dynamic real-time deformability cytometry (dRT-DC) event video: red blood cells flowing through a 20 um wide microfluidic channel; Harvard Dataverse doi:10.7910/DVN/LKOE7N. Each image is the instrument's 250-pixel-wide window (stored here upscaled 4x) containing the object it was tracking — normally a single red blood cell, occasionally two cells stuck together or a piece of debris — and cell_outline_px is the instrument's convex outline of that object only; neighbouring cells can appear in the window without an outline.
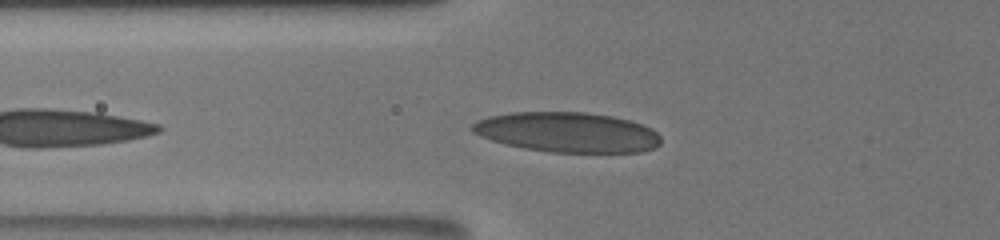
{"species": "human", "species_latin": "Homo sapiens", "temperature_condition": "room temperature", "stored_images_in_passage": 16, "camera_frame_rate_fps": 3000, "um_per_image_px": 0.085, "donor": {"sex": "male"}, "frame": {"image": 1, "passage_image": 12, "time_ms": 4.667, "image_size_px": [1000, 240], "cell_outline_px": [[660, 144], [656, 148], [644, 152], [548, 152], [524, 148], [504, 144], [480, 136], [472, 132], [472, 124], [476, 120], [488, 116], [512, 112], [584, 112], [612, 116], [628, 120], [652, 128], [660, 136]], "centroid_in_image_um": [48.22, 11.24], "position_along_channel_um": 77.6, "area_um2": 44.16}}
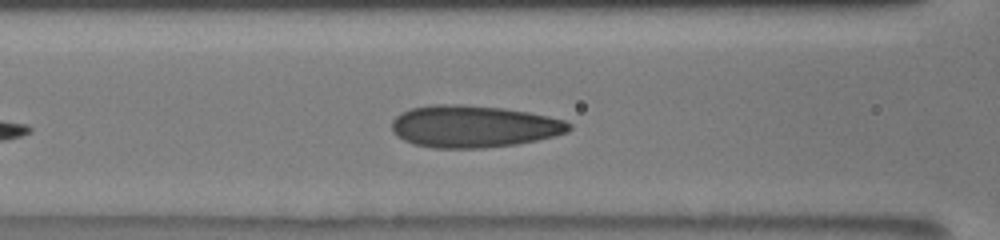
{"frame": {"image": 2, "passage_image": 15, "time_ms": 6.0, "image_size_px": [1000, 240], "cell_outline_px": [[572, 128], [568, 132], [536, 140], [516, 144], [484, 148], [432, 148], [412, 144], [396, 136], [392, 132], [392, 120], [400, 112], [412, 108], [432, 104], [460, 104], [500, 108], [528, 112], [548, 116], [564, 120], [572, 124]], "centroid_in_image_um": [40.22, 10.75], "position_along_channel_um": 126.4, "area_um2": 43.58}}